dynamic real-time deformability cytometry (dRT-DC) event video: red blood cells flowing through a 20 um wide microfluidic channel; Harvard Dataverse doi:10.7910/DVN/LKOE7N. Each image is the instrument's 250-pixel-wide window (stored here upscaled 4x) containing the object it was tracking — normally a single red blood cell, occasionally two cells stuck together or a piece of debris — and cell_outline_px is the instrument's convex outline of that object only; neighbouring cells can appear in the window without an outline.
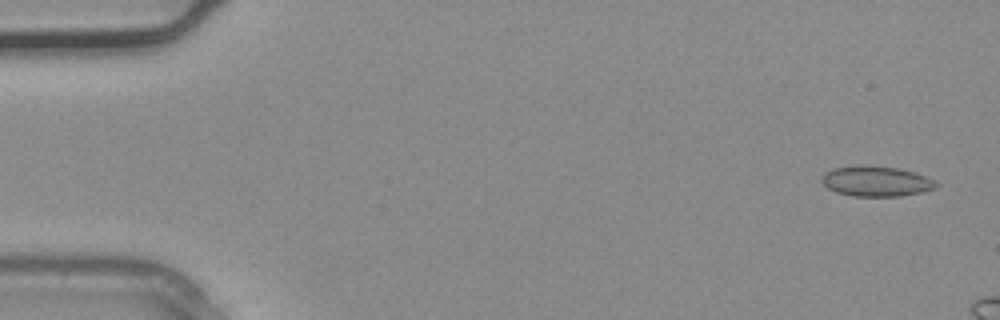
{"species": "common noctule bat (a hibernating species)", "species_latin": "Nyctalus noctula", "temperature_condition": "warm", "stored_images_in_passage": 7, "camera_frame_rate_fps": 3000, "um_per_image_px": 0.085, "animal": {"sex": "male", "body_mass_g": 20.4}, "frame": {"image": 1, "passage_image": 2, "time_ms": 0.333, "image_size_px": [1000, 320], "cell_outline_px": [[940, 184], [936, 188], [920, 192], [900, 196], [852, 196], [836, 192], [828, 188], [820, 180], [824, 172], [832, 168], [856, 164], [868, 164], [900, 168], [916, 172], [936, 180]], "centroid_in_image_um": [74.47, 15.37], "position_along_channel_um": 10.5, "area_um2": 20.75}}